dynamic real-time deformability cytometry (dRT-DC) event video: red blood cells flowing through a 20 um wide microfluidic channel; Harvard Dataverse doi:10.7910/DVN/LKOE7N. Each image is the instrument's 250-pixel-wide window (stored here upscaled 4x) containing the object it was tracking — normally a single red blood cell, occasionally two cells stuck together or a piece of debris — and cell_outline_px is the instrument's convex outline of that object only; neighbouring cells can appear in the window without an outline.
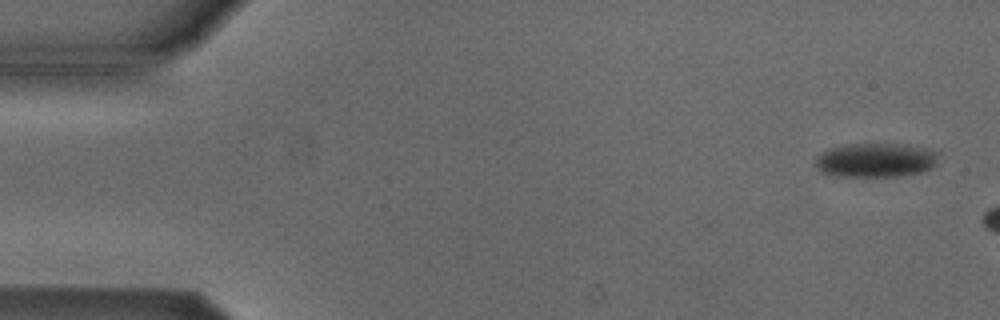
{"species": "Egyptian fruit bat (a non-hibernating species)", "species_latin": "Rousettus aegyptiacus", "temperature_condition": "cold", "stored_images_in_passage": 9, "camera_frame_rate_fps": 3000, "um_per_image_px": 0.085, "animal": {"sex": "male"}, "frame": {"image": 1, "passage_image": 2, "time_ms": 0.333, "image_size_px": [1000, 320], "cell_outline_px": [[936, 156], [932, 164], [928, 168], [920, 172], [896, 176], [836, 176], [820, 172], [812, 164], [816, 156], [820, 152], [844, 144], [896, 144], [920, 148], [936, 152]], "centroid_in_image_um": [74.25, 13.62], "position_along_channel_um": 10.8, "area_um2": 24.04}}